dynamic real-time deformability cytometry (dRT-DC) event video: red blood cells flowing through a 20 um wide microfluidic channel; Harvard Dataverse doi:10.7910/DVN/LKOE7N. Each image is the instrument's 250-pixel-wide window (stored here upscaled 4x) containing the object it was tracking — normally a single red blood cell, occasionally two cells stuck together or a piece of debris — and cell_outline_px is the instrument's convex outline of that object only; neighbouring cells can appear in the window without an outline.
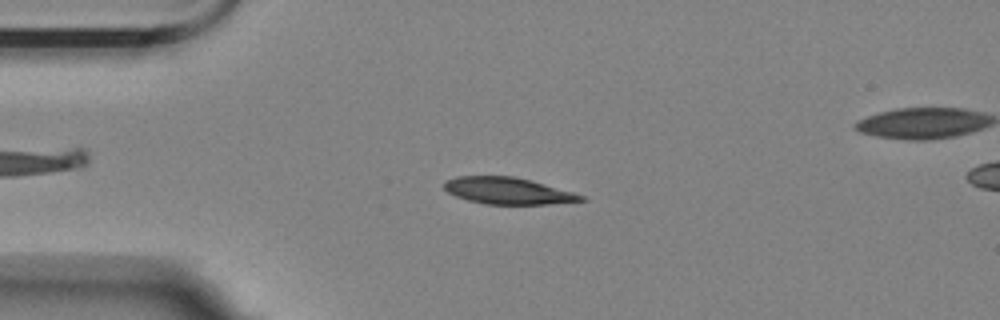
{"species": "Egyptian fruit bat (a non-hibernating species)", "species_latin": "Rousettus aegyptiacus", "temperature_condition": "room temperature", "stored_images_in_passage": 52, "camera_frame_rate_fps": 3000, "um_per_image_px": 0.085, "animal": {"sex": "female"}, "frame": {"image": 1, "passage_image": 12, "time_ms": 3.667, "image_size_px": [1000, 320], "cell_outline_px": [[588, 200], [548, 204], [484, 204], [468, 200], [456, 196], [448, 192], [444, 188], [444, 180], [456, 176], [512, 176], [528, 180], [572, 192], [584, 196]], "centroid_in_image_um": [43.12, 16.22], "position_along_channel_um": 41.9, "area_um2": 21.04}}
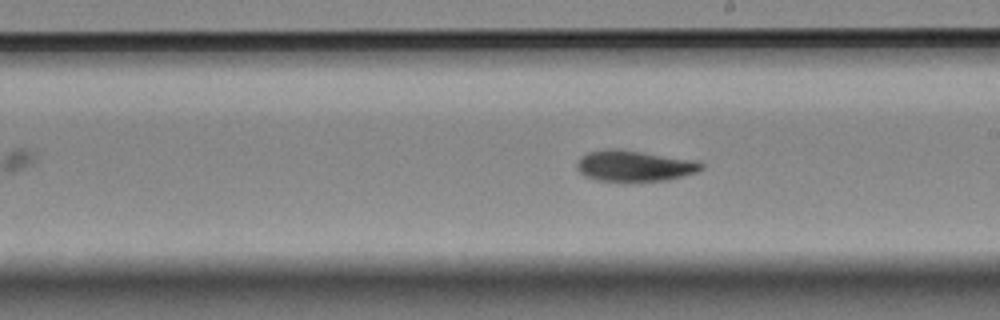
{"frame": {"image": 2, "passage_image": 30, "time_ms": 9.667, "image_size_px": [1000, 320], "cell_outline_px": [[704, 168], [696, 172], [668, 180], [632, 184], [624, 184], [596, 180], [584, 176], [576, 168], [576, 164], [580, 156], [588, 152], [604, 148], [616, 148], [696, 160], [704, 164]], "centroid_in_image_um": [53.88, 14.14], "position_along_channel_um": 235.1, "area_um2": 23.52}}
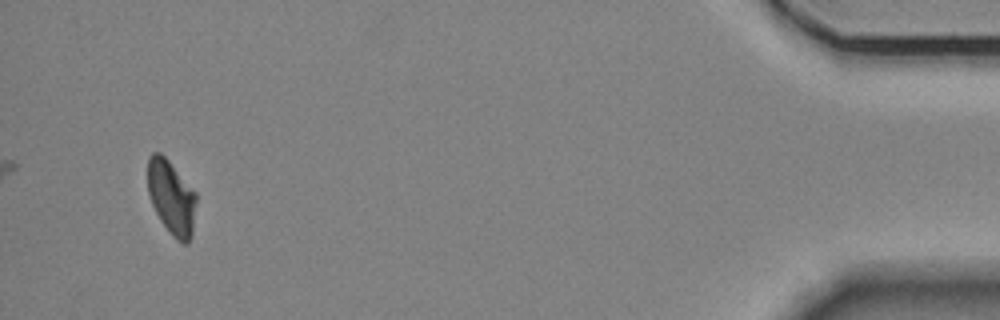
{"frame": {"image": 3, "passage_image": 52, "time_ms": 17.0, "image_size_px": [1000, 320], "cell_outline_px": [[196, 200], [192, 236], [188, 244], [184, 244], [176, 240], [172, 236], [160, 220], [152, 204], [148, 192], [148, 156], [152, 152], [160, 152], [168, 160], [196, 192]], "centroid_in_image_um": [14.57, 16.79], "position_along_channel_um": 420.6, "area_um2": 21.04}, "authors_computed_cell_mechanics": {"area_um2": 21.8195, "velocity_mm_per_s": 3.5694, "shape_relaxation_time_tau1_ms": 7.1935, "shape_relaxation_time_tau2_ms": 8.4891, "deformation_change_tau1": 0.1667, "deformation_change_tau2": 0.1247}}